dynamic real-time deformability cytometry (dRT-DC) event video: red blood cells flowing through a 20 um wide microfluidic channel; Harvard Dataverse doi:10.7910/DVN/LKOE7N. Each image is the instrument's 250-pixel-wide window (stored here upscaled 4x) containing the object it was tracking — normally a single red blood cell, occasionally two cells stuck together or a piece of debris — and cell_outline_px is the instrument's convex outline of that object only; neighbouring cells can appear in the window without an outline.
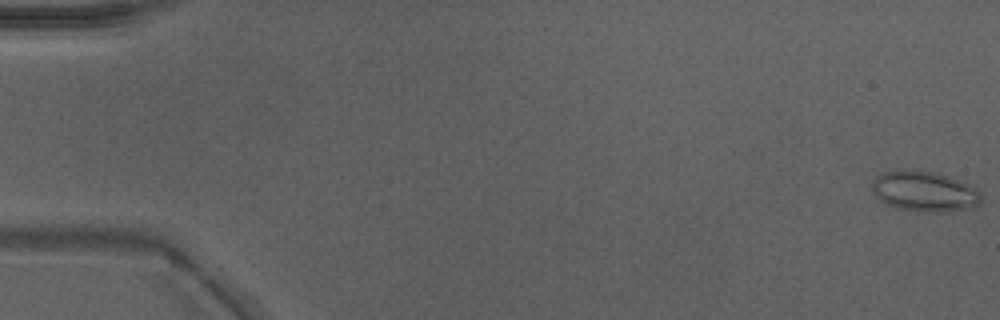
{"species": "Egyptian fruit bat (a non-hibernating species)", "species_latin": "Rousettus aegyptiacus", "temperature_condition": "warm", "stored_images_in_passage": 50, "camera_frame_rate_fps": 3000, "um_per_image_px": 0.085, "animal": {"sex": "male"}, "frame": {"image": 1, "passage_image": 1, "time_ms": 0.0, "image_size_px": [1000, 320], "cell_outline_px": [[980, 204], [972, 208], [944, 212], [924, 212], [896, 208], [880, 200], [872, 192], [872, 180], [880, 172], [912, 168], [932, 172], [948, 176], [972, 184], [980, 192]], "centroid_in_image_um": [78.57, 16.25], "position_along_channel_um": 6.4, "area_um2": 26.18}}
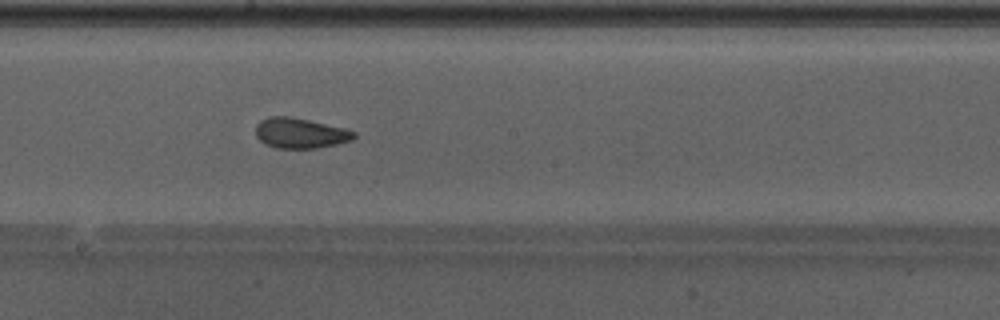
{"frame": {"image": 2, "passage_image": 28, "time_ms": 9.0, "image_size_px": [1000, 320], "cell_outline_px": [[356, 136], [352, 140], [336, 144], [316, 148], [276, 148], [264, 144], [256, 136], [256, 124], [260, 120], [268, 116], [288, 116], [308, 120], [344, 128], [356, 132]], "centroid_in_image_um": [25.49, 11.31], "position_along_channel_um": 222.7, "area_um2": 17.34}}
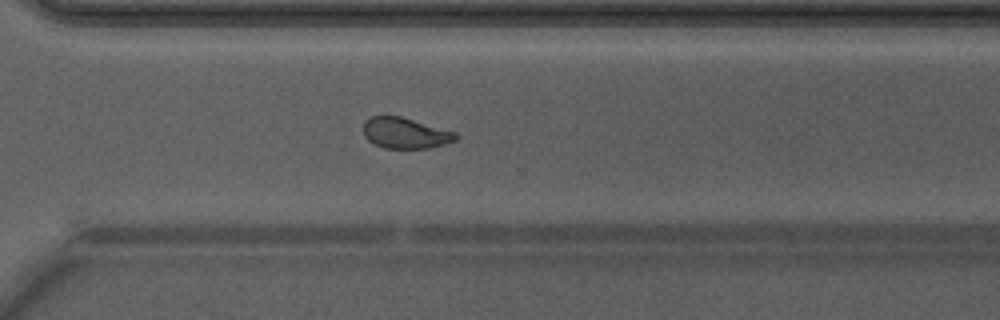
{"frame": {"image": 3, "passage_image": 36, "time_ms": 11.667, "image_size_px": [1000, 320], "cell_outline_px": [[460, 136], [456, 140], [444, 144], [428, 148], [384, 148], [368, 140], [364, 136], [364, 120], [372, 116], [400, 116], [456, 132]], "centroid_in_image_um": [34.46, 11.31], "position_along_channel_um": 336.1, "area_um2": 16.53}, "authors_computed_cell_mechanics": {"area_um2": 17.8313, "velocity_mm_per_s": 4.2647, "shape_relaxation_time_tau1_ms": null, "shape_relaxation_time_tau2_ms": 1.3956, "deformation_change_tau1": null, "deformation_change_tau2": 0.0788}}